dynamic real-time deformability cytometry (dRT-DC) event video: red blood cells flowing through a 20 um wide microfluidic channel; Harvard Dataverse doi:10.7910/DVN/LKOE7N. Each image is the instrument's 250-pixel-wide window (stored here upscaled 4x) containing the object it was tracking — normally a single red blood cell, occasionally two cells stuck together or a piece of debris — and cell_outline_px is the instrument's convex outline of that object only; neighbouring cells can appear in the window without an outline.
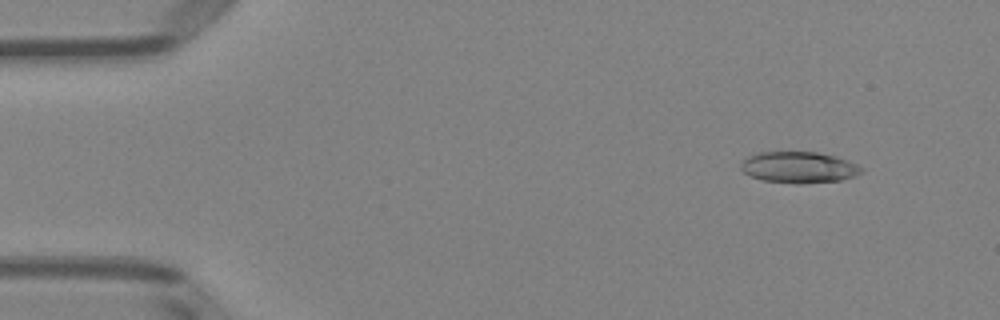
{"species": "Egyptian fruit bat (a non-hibernating species)", "species_latin": "Rousettus aegyptiacus", "temperature_condition": "room temperature", "stored_images_in_passage": 5, "camera_frame_rate_fps": 3000, "um_per_image_px": 0.085, "animal": {"sex": "female"}, "frame": {"image": 1, "passage_image": 2, "time_ms": 1.333, "image_size_px": [1000, 320], "cell_outline_px": [[864, 172], [840, 180], [800, 184], [764, 180], [752, 176], [744, 172], [740, 168], [740, 164], [748, 156], [760, 152], [816, 152], [836, 156], [848, 160], [864, 168]], "centroid_in_image_um": [67.92, 14.22], "position_along_channel_um": 17.1, "area_um2": 21.85}}
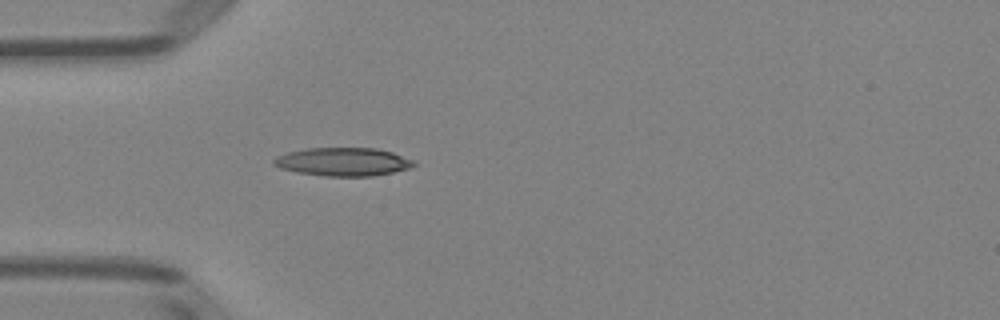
{"frame": {"image": 2, "passage_image": 5, "time_ms": 4.667, "image_size_px": [1000, 320], "cell_outline_px": [[416, 164], [412, 168], [372, 176], [324, 176], [296, 172], [280, 168], [272, 164], [272, 160], [276, 156], [288, 152], [304, 148], [376, 148], [392, 152], [416, 160]], "centroid_in_image_um": [29.17, 13.75], "position_along_channel_um": 55.8, "area_um2": 23.35}}